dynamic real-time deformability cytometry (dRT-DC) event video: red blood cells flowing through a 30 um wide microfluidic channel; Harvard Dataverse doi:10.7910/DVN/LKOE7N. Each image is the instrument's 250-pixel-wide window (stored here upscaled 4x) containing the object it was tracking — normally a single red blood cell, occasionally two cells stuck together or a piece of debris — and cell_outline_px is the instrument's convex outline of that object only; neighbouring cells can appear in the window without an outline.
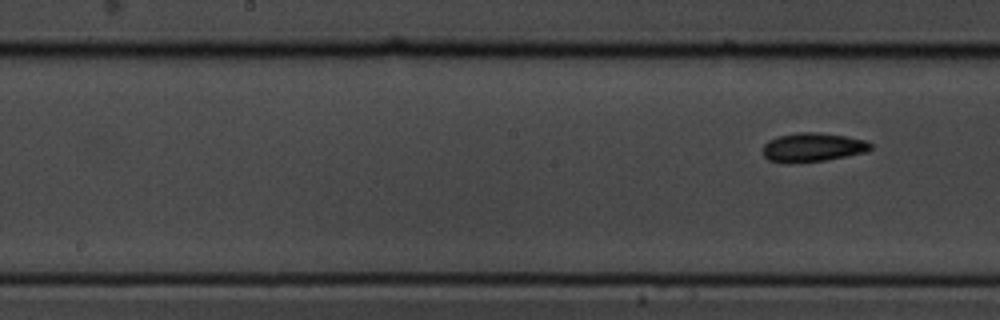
{"species": "common noctule bat (a hibernating species)", "species_latin": "Nyctalus noctula", "temperature_condition": "cold", "stored_images_in_passage": 10, "segment_of_instrument_passage": [2, 2], "camera_frame_rate_fps": 3000, "um_per_image_px": 0.085, "animal": {"sex": "male", "body_mass_g": 19.5, "forearm_length_mm": 54.6}, "frame": {"image": 1, "passage_image": 10, "time_ms": 3.0, "image_size_px": [1000, 320], "cell_outline_px": [[872, 148], [864, 152], [824, 160], [792, 164], [784, 164], [768, 160], [764, 156], [764, 144], [768, 140], [776, 136], [796, 132], [820, 132], [868, 140], [872, 144]], "centroid_in_image_um": [69.03, 12.52], "position_along_channel_um": 179.2, "area_um2": 18.38}}